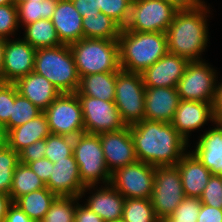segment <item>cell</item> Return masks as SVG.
I'll list each match as a JSON object with an SVG mask.
<instances>
[{
	"mask_svg": "<svg viewBox=\"0 0 222 222\" xmlns=\"http://www.w3.org/2000/svg\"><path fill=\"white\" fill-rule=\"evenodd\" d=\"M130 133L138 161L154 167L176 165L189 146L172 123L142 120L130 126Z\"/></svg>",
	"mask_w": 222,
	"mask_h": 222,
	"instance_id": "1",
	"label": "cell"
},
{
	"mask_svg": "<svg viewBox=\"0 0 222 222\" xmlns=\"http://www.w3.org/2000/svg\"><path fill=\"white\" fill-rule=\"evenodd\" d=\"M209 13L204 0L193 8L178 10L166 31L168 53L184 57L190 62L203 61L201 55L209 41Z\"/></svg>",
	"mask_w": 222,
	"mask_h": 222,
	"instance_id": "2",
	"label": "cell"
},
{
	"mask_svg": "<svg viewBox=\"0 0 222 222\" xmlns=\"http://www.w3.org/2000/svg\"><path fill=\"white\" fill-rule=\"evenodd\" d=\"M121 70L142 73L168 53L164 32H133L122 28L118 38Z\"/></svg>",
	"mask_w": 222,
	"mask_h": 222,
	"instance_id": "3",
	"label": "cell"
},
{
	"mask_svg": "<svg viewBox=\"0 0 222 222\" xmlns=\"http://www.w3.org/2000/svg\"><path fill=\"white\" fill-rule=\"evenodd\" d=\"M34 72L47 78L61 93H76L80 77L69 45L38 48Z\"/></svg>",
	"mask_w": 222,
	"mask_h": 222,
	"instance_id": "4",
	"label": "cell"
},
{
	"mask_svg": "<svg viewBox=\"0 0 222 222\" xmlns=\"http://www.w3.org/2000/svg\"><path fill=\"white\" fill-rule=\"evenodd\" d=\"M79 77L120 72L117 40L82 38L69 44Z\"/></svg>",
	"mask_w": 222,
	"mask_h": 222,
	"instance_id": "5",
	"label": "cell"
},
{
	"mask_svg": "<svg viewBox=\"0 0 222 222\" xmlns=\"http://www.w3.org/2000/svg\"><path fill=\"white\" fill-rule=\"evenodd\" d=\"M73 155L79 167L82 184L98 186L110 184L111 173L106 166L100 137L97 134L81 133L73 138Z\"/></svg>",
	"mask_w": 222,
	"mask_h": 222,
	"instance_id": "6",
	"label": "cell"
},
{
	"mask_svg": "<svg viewBox=\"0 0 222 222\" xmlns=\"http://www.w3.org/2000/svg\"><path fill=\"white\" fill-rule=\"evenodd\" d=\"M145 89L141 73L121 70L116 75L114 103L126 126L144 120Z\"/></svg>",
	"mask_w": 222,
	"mask_h": 222,
	"instance_id": "7",
	"label": "cell"
},
{
	"mask_svg": "<svg viewBox=\"0 0 222 222\" xmlns=\"http://www.w3.org/2000/svg\"><path fill=\"white\" fill-rule=\"evenodd\" d=\"M178 9L162 0H133L129 20L124 27L133 32H164Z\"/></svg>",
	"mask_w": 222,
	"mask_h": 222,
	"instance_id": "8",
	"label": "cell"
},
{
	"mask_svg": "<svg viewBox=\"0 0 222 222\" xmlns=\"http://www.w3.org/2000/svg\"><path fill=\"white\" fill-rule=\"evenodd\" d=\"M184 198L178 167L176 165L155 167L154 187L150 200L160 222L169 217Z\"/></svg>",
	"mask_w": 222,
	"mask_h": 222,
	"instance_id": "9",
	"label": "cell"
},
{
	"mask_svg": "<svg viewBox=\"0 0 222 222\" xmlns=\"http://www.w3.org/2000/svg\"><path fill=\"white\" fill-rule=\"evenodd\" d=\"M43 112L51 134L74 138L85 133L81 104L76 93H61Z\"/></svg>",
	"mask_w": 222,
	"mask_h": 222,
	"instance_id": "10",
	"label": "cell"
},
{
	"mask_svg": "<svg viewBox=\"0 0 222 222\" xmlns=\"http://www.w3.org/2000/svg\"><path fill=\"white\" fill-rule=\"evenodd\" d=\"M216 77V70L206 61L190 62L176 86L180 99L213 103Z\"/></svg>",
	"mask_w": 222,
	"mask_h": 222,
	"instance_id": "11",
	"label": "cell"
},
{
	"mask_svg": "<svg viewBox=\"0 0 222 222\" xmlns=\"http://www.w3.org/2000/svg\"><path fill=\"white\" fill-rule=\"evenodd\" d=\"M154 176V166L137 161L111 173L110 184L125 198L150 199Z\"/></svg>",
	"mask_w": 222,
	"mask_h": 222,
	"instance_id": "12",
	"label": "cell"
},
{
	"mask_svg": "<svg viewBox=\"0 0 222 222\" xmlns=\"http://www.w3.org/2000/svg\"><path fill=\"white\" fill-rule=\"evenodd\" d=\"M83 113L85 133L101 134L126 127L114 101L78 96Z\"/></svg>",
	"mask_w": 222,
	"mask_h": 222,
	"instance_id": "13",
	"label": "cell"
},
{
	"mask_svg": "<svg viewBox=\"0 0 222 222\" xmlns=\"http://www.w3.org/2000/svg\"><path fill=\"white\" fill-rule=\"evenodd\" d=\"M36 49L27 41L17 38L7 39L0 82L14 83L34 70Z\"/></svg>",
	"mask_w": 222,
	"mask_h": 222,
	"instance_id": "14",
	"label": "cell"
},
{
	"mask_svg": "<svg viewBox=\"0 0 222 222\" xmlns=\"http://www.w3.org/2000/svg\"><path fill=\"white\" fill-rule=\"evenodd\" d=\"M106 166L110 173L138 161L130 126L99 134Z\"/></svg>",
	"mask_w": 222,
	"mask_h": 222,
	"instance_id": "15",
	"label": "cell"
},
{
	"mask_svg": "<svg viewBox=\"0 0 222 222\" xmlns=\"http://www.w3.org/2000/svg\"><path fill=\"white\" fill-rule=\"evenodd\" d=\"M190 61L167 53L141 73L145 88L176 87Z\"/></svg>",
	"mask_w": 222,
	"mask_h": 222,
	"instance_id": "16",
	"label": "cell"
},
{
	"mask_svg": "<svg viewBox=\"0 0 222 222\" xmlns=\"http://www.w3.org/2000/svg\"><path fill=\"white\" fill-rule=\"evenodd\" d=\"M216 123L213 113V103L180 100L174 119L171 122L177 132L188 142L190 132L198 130L207 124Z\"/></svg>",
	"mask_w": 222,
	"mask_h": 222,
	"instance_id": "17",
	"label": "cell"
},
{
	"mask_svg": "<svg viewBox=\"0 0 222 222\" xmlns=\"http://www.w3.org/2000/svg\"><path fill=\"white\" fill-rule=\"evenodd\" d=\"M46 187L60 197H80L85 186L81 182L74 155L57 160L52 167Z\"/></svg>",
	"mask_w": 222,
	"mask_h": 222,
	"instance_id": "18",
	"label": "cell"
},
{
	"mask_svg": "<svg viewBox=\"0 0 222 222\" xmlns=\"http://www.w3.org/2000/svg\"><path fill=\"white\" fill-rule=\"evenodd\" d=\"M87 186L83 189L80 198L85 192L94 190L85 205L96 213L104 222H115L122 220V212L124 209L125 197L119 193L111 184L104 187Z\"/></svg>",
	"mask_w": 222,
	"mask_h": 222,
	"instance_id": "19",
	"label": "cell"
},
{
	"mask_svg": "<svg viewBox=\"0 0 222 222\" xmlns=\"http://www.w3.org/2000/svg\"><path fill=\"white\" fill-rule=\"evenodd\" d=\"M180 100L176 87L146 88L144 120L171 123Z\"/></svg>",
	"mask_w": 222,
	"mask_h": 222,
	"instance_id": "20",
	"label": "cell"
},
{
	"mask_svg": "<svg viewBox=\"0 0 222 222\" xmlns=\"http://www.w3.org/2000/svg\"><path fill=\"white\" fill-rule=\"evenodd\" d=\"M17 92L44 111L61 92L44 76L30 72L14 82Z\"/></svg>",
	"mask_w": 222,
	"mask_h": 222,
	"instance_id": "21",
	"label": "cell"
},
{
	"mask_svg": "<svg viewBox=\"0 0 222 222\" xmlns=\"http://www.w3.org/2000/svg\"><path fill=\"white\" fill-rule=\"evenodd\" d=\"M51 21L63 44L69 45L83 38V17L71 0H58Z\"/></svg>",
	"mask_w": 222,
	"mask_h": 222,
	"instance_id": "22",
	"label": "cell"
},
{
	"mask_svg": "<svg viewBox=\"0 0 222 222\" xmlns=\"http://www.w3.org/2000/svg\"><path fill=\"white\" fill-rule=\"evenodd\" d=\"M196 142L192 153L212 174L222 175V123H215Z\"/></svg>",
	"mask_w": 222,
	"mask_h": 222,
	"instance_id": "23",
	"label": "cell"
},
{
	"mask_svg": "<svg viewBox=\"0 0 222 222\" xmlns=\"http://www.w3.org/2000/svg\"><path fill=\"white\" fill-rule=\"evenodd\" d=\"M185 196L200 198L212 173L192 152H186L176 164Z\"/></svg>",
	"mask_w": 222,
	"mask_h": 222,
	"instance_id": "24",
	"label": "cell"
},
{
	"mask_svg": "<svg viewBox=\"0 0 222 222\" xmlns=\"http://www.w3.org/2000/svg\"><path fill=\"white\" fill-rule=\"evenodd\" d=\"M51 134L47 118L42 112L36 118L8 131V146L15 152H20L28 145L45 139Z\"/></svg>",
	"mask_w": 222,
	"mask_h": 222,
	"instance_id": "25",
	"label": "cell"
},
{
	"mask_svg": "<svg viewBox=\"0 0 222 222\" xmlns=\"http://www.w3.org/2000/svg\"><path fill=\"white\" fill-rule=\"evenodd\" d=\"M119 72H102L82 76L77 96H90L104 101H114L116 75Z\"/></svg>",
	"mask_w": 222,
	"mask_h": 222,
	"instance_id": "26",
	"label": "cell"
},
{
	"mask_svg": "<svg viewBox=\"0 0 222 222\" xmlns=\"http://www.w3.org/2000/svg\"><path fill=\"white\" fill-rule=\"evenodd\" d=\"M57 196L47 187L22 195L14 203L34 222H40Z\"/></svg>",
	"mask_w": 222,
	"mask_h": 222,
	"instance_id": "27",
	"label": "cell"
},
{
	"mask_svg": "<svg viewBox=\"0 0 222 222\" xmlns=\"http://www.w3.org/2000/svg\"><path fill=\"white\" fill-rule=\"evenodd\" d=\"M83 38L118 40L122 27L99 11L96 16L83 17Z\"/></svg>",
	"mask_w": 222,
	"mask_h": 222,
	"instance_id": "28",
	"label": "cell"
},
{
	"mask_svg": "<svg viewBox=\"0 0 222 222\" xmlns=\"http://www.w3.org/2000/svg\"><path fill=\"white\" fill-rule=\"evenodd\" d=\"M23 27H25V33L22 39L35 49L56 47L63 44L50 19H40Z\"/></svg>",
	"mask_w": 222,
	"mask_h": 222,
	"instance_id": "29",
	"label": "cell"
},
{
	"mask_svg": "<svg viewBox=\"0 0 222 222\" xmlns=\"http://www.w3.org/2000/svg\"><path fill=\"white\" fill-rule=\"evenodd\" d=\"M46 188V184L28 165L19 163L14 170L10 197L15 202L22 195Z\"/></svg>",
	"mask_w": 222,
	"mask_h": 222,
	"instance_id": "30",
	"label": "cell"
},
{
	"mask_svg": "<svg viewBox=\"0 0 222 222\" xmlns=\"http://www.w3.org/2000/svg\"><path fill=\"white\" fill-rule=\"evenodd\" d=\"M58 0L26 1L17 5L19 26H26L40 19L52 18ZM21 24V25H20Z\"/></svg>",
	"mask_w": 222,
	"mask_h": 222,
	"instance_id": "31",
	"label": "cell"
},
{
	"mask_svg": "<svg viewBox=\"0 0 222 222\" xmlns=\"http://www.w3.org/2000/svg\"><path fill=\"white\" fill-rule=\"evenodd\" d=\"M124 222H160L150 199L125 198L122 212Z\"/></svg>",
	"mask_w": 222,
	"mask_h": 222,
	"instance_id": "32",
	"label": "cell"
},
{
	"mask_svg": "<svg viewBox=\"0 0 222 222\" xmlns=\"http://www.w3.org/2000/svg\"><path fill=\"white\" fill-rule=\"evenodd\" d=\"M43 111L35 106L29 99L20 95L15 86V101L12 103V114L5 125L6 131L16 128L36 118Z\"/></svg>",
	"mask_w": 222,
	"mask_h": 222,
	"instance_id": "33",
	"label": "cell"
},
{
	"mask_svg": "<svg viewBox=\"0 0 222 222\" xmlns=\"http://www.w3.org/2000/svg\"><path fill=\"white\" fill-rule=\"evenodd\" d=\"M77 197L57 196L40 222H75Z\"/></svg>",
	"mask_w": 222,
	"mask_h": 222,
	"instance_id": "34",
	"label": "cell"
},
{
	"mask_svg": "<svg viewBox=\"0 0 222 222\" xmlns=\"http://www.w3.org/2000/svg\"><path fill=\"white\" fill-rule=\"evenodd\" d=\"M19 164V153L8 145L0 150V192L10 194L14 170Z\"/></svg>",
	"mask_w": 222,
	"mask_h": 222,
	"instance_id": "35",
	"label": "cell"
},
{
	"mask_svg": "<svg viewBox=\"0 0 222 222\" xmlns=\"http://www.w3.org/2000/svg\"><path fill=\"white\" fill-rule=\"evenodd\" d=\"M73 154V137L50 134L46 137L45 158L55 163Z\"/></svg>",
	"mask_w": 222,
	"mask_h": 222,
	"instance_id": "36",
	"label": "cell"
},
{
	"mask_svg": "<svg viewBox=\"0 0 222 222\" xmlns=\"http://www.w3.org/2000/svg\"><path fill=\"white\" fill-rule=\"evenodd\" d=\"M201 206L200 198L185 196L171 215L161 222H197Z\"/></svg>",
	"mask_w": 222,
	"mask_h": 222,
	"instance_id": "37",
	"label": "cell"
},
{
	"mask_svg": "<svg viewBox=\"0 0 222 222\" xmlns=\"http://www.w3.org/2000/svg\"><path fill=\"white\" fill-rule=\"evenodd\" d=\"M133 0H98V10L111 17L122 28L129 20Z\"/></svg>",
	"mask_w": 222,
	"mask_h": 222,
	"instance_id": "38",
	"label": "cell"
},
{
	"mask_svg": "<svg viewBox=\"0 0 222 222\" xmlns=\"http://www.w3.org/2000/svg\"><path fill=\"white\" fill-rule=\"evenodd\" d=\"M19 27L17 6L15 4L0 6V37L10 39Z\"/></svg>",
	"mask_w": 222,
	"mask_h": 222,
	"instance_id": "39",
	"label": "cell"
},
{
	"mask_svg": "<svg viewBox=\"0 0 222 222\" xmlns=\"http://www.w3.org/2000/svg\"><path fill=\"white\" fill-rule=\"evenodd\" d=\"M200 201L211 207L222 208V175H211Z\"/></svg>",
	"mask_w": 222,
	"mask_h": 222,
	"instance_id": "40",
	"label": "cell"
},
{
	"mask_svg": "<svg viewBox=\"0 0 222 222\" xmlns=\"http://www.w3.org/2000/svg\"><path fill=\"white\" fill-rule=\"evenodd\" d=\"M15 101V84L0 82V124L5 126L12 114V103Z\"/></svg>",
	"mask_w": 222,
	"mask_h": 222,
	"instance_id": "41",
	"label": "cell"
},
{
	"mask_svg": "<svg viewBox=\"0 0 222 222\" xmlns=\"http://www.w3.org/2000/svg\"><path fill=\"white\" fill-rule=\"evenodd\" d=\"M46 138L36 141L19 152V163L27 165L29 162L45 158Z\"/></svg>",
	"mask_w": 222,
	"mask_h": 222,
	"instance_id": "42",
	"label": "cell"
},
{
	"mask_svg": "<svg viewBox=\"0 0 222 222\" xmlns=\"http://www.w3.org/2000/svg\"><path fill=\"white\" fill-rule=\"evenodd\" d=\"M27 165L42 181H44L45 184L49 181L52 167H54V163L49 159H38L37 161L29 162Z\"/></svg>",
	"mask_w": 222,
	"mask_h": 222,
	"instance_id": "43",
	"label": "cell"
},
{
	"mask_svg": "<svg viewBox=\"0 0 222 222\" xmlns=\"http://www.w3.org/2000/svg\"><path fill=\"white\" fill-rule=\"evenodd\" d=\"M197 222H222V208L202 204Z\"/></svg>",
	"mask_w": 222,
	"mask_h": 222,
	"instance_id": "44",
	"label": "cell"
},
{
	"mask_svg": "<svg viewBox=\"0 0 222 222\" xmlns=\"http://www.w3.org/2000/svg\"><path fill=\"white\" fill-rule=\"evenodd\" d=\"M80 199V197H77L75 222H104L102 218H100L85 204L83 206L79 204L78 202Z\"/></svg>",
	"mask_w": 222,
	"mask_h": 222,
	"instance_id": "45",
	"label": "cell"
},
{
	"mask_svg": "<svg viewBox=\"0 0 222 222\" xmlns=\"http://www.w3.org/2000/svg\"><path fill=\"white\" fill-rule=\"evenodd\" d=\"M76 8V10L82 15L86 16H96L99 12L98 10V0H71Z\"/></svg>",
	"mask_w": 222,
	"mask_h": 222,
	"instance_id": "46",
	"label": "cell"
},
{
	"mask_svg": "<svg viewBox=\"0 0 222 222\" xmlns=\"http://www.w3.org/2000/svg\"><path fill=\"white\" fill-rule=\"evenodd\" d=\"M5 222H34L26 213H24L17 204H13L9 207Z\"/></svg>",
	"mask_w": 222,
	"mask_h": 222,
	"instance_id": "47",
	"label": "cell"
},
{
	"mask_svg": "<svg viewBox=\"0 0 222 222\" xmlns=\"http://www.w3.org/2000/svg\"><path fill=\"white\" fill-rule=\"evenodd\" d=\"M213 113L215 121L222 123V82L217 84L216 95L213 102Z\"/></svg>",
	"mask_w": 222,
	"mask_h": 222,
	"instance_id": "48",
	"label": "cell"
},
{
	"mask_svg": "<svg viewBox=\"0 0 222 222\" xmlns=\"http://www.w3.org/2000/svg\"><path fill=\"white\" fill-rule=\"evenodd\" d=\"M13 204V200L10 195L0 192V222L6 221V216L9 207Z\"/></svg>",
	"mask_w": 222,
	"mask_h": 222,
	"instance_id": "49",
	"label": "cell"
},
{
	"mask_svg": "<svg viewBox=\"0 0 222 222\" xmlns=\"http://www.w3.org/2000/svg\"><path fill=\"white\" fill-rule=\"evenodd\" d=\"M162 1L173 5L178 10H186L193 8L202 0H162Z\"/></svg>",
	"mask_w": 222,
	"mask_h": 222,
	"instance_id": "50",
	"label": "cell"
},
{
	"mask_svg": "<svg viewBox=\"0 0 222 222\" xmlns=\"http://www.w3.org/2000/svg\"><path fill=\"white\" fill-rule=\"evenodd\" d=\"M7 135L8 132L6 131L5 126L0 124V150L8 145Z\"/></svg>",
	"mask_w": 222,
	"mask_h": 222,
	"instance_id": "51",
	"label": "cell"
},
{
	"mask_svg": "<svg viewBox=\"0 0 222 222\" xmlns=\"http://www.w3.org/2000/svg\"><path fill=\"white\" fill-rule=\"evenodd\" d=\"M6 40L7 39L0 37V74H1V70H2L3 62H4V49L6 45Z\"/></svg>",
	"mask_w": 222,
	"mask_h": 222,
	"instance_id": "52",
	"label": "cell"
},
{
	"mask_svg": "<svg viewBox=\"0 0 222 222\" xmlns=\"http://www.w3.org/2000/svg\"><path fill=\"white\" fill-rule=\"evenodd\" d=\"M26 1H32V2H38V1H42V0H13L14 4L17 6L19 3H23Z\"/></svg>",
	"mask_w": 222,
	"mask_h": 222,
	"instance_id": "53",
	"label": "cell"
},
{
	"mask_svg": "<svg viewBox=\"0 0 222 222\" xmlns=\"http://www.w3.org/2000/svg\"><path fill=\"white\" fill-rule=\"evenodd\" d=\"M7 4H14V2L13 0H0V6Z\"/></svg>",
	"mask_w": 222,
	"mask_h": 222,
	"instance_id": "54",
	"label": "cell"
}]
</instances>
